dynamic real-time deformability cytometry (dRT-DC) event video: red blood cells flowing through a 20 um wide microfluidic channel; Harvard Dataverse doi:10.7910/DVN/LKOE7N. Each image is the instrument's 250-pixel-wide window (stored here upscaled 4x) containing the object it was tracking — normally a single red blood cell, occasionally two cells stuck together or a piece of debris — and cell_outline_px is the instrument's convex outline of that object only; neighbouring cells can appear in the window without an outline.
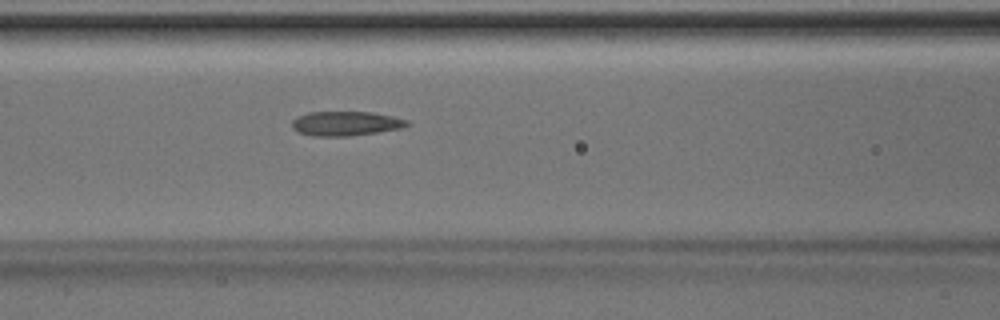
{"species": "Egyptian fruit bat (a non-hibernating species)", "species_latin": "Rousettus aegyptiacus", "temperature_condition": "room temperature", "stored_images_in_passage": 41, "camera_frame_rate_fps": 3000, "um_per_image_px": 0.085, "animal": {"sex": "male"}, "frame": {"image": 1, "passage_image": 15, "time_ms": 4.667, "image_size_px": [1000, 320], "cell_outline_px": [[412, 124], [400, 128], [376, 132], [348, 136], [312, 136], [296, 132], [292, 128], [292, 120], [296, 116], [308, 112], [372, 112], [392, 116], [408, 120]], "centroid_in_image_um": [29.35, 10.49], "position_along_channel_um": 137.3, "area_um2": 16.47}}
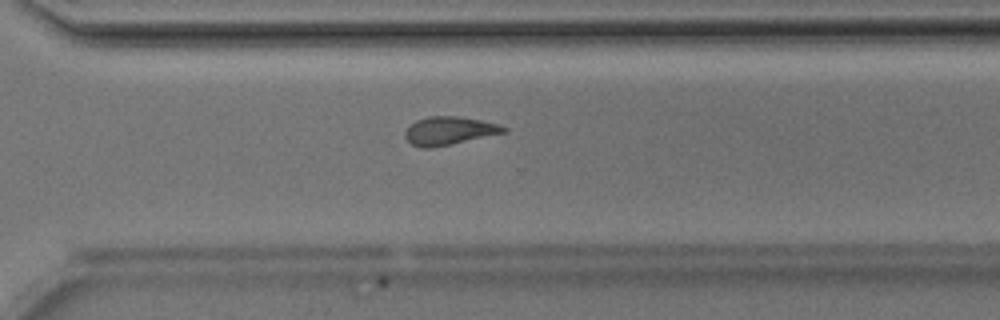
{"frame": {"image": 2, "passage_image": 29, "time_ms": 9.333, "image_size_px": [1000, 320], "cell_outline_px": [[508, 132], [432, 148], [420, 148], [412, 144], [404, 136], [404, 132], [416, 120], [428, 116], [460, 116], [500, 124], [508, 128]], "centroid_in_image_um": [38.21, 11.11], "position_along_channel_um": 332.4, "area_um2": 16.3}}
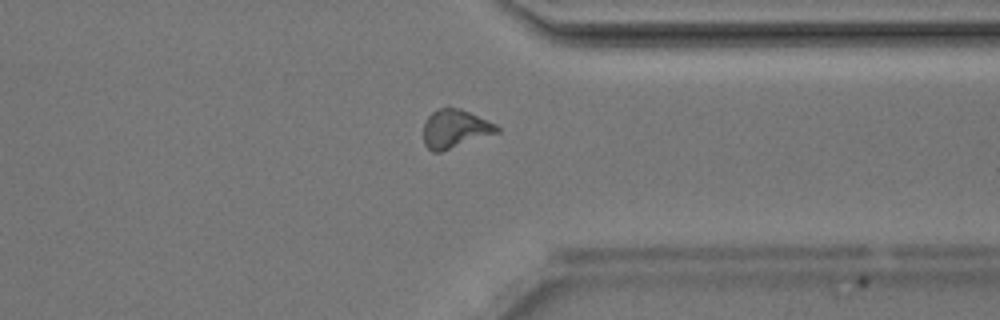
{"frame": {"image": 3, "passage_image": 32, "time_ms": 10.333, "image_size_px": [1000, 320], "cell_outline_px": [[500, 132], [440, 152], [432, 152], [424, 144], [424, 124], [428, 116], [432, 112], [440, 108], [460, 108], [488, 120], [496, 124], [500, 128]], "centroid_in_image_um": [38.69, 10.95], "position_along_channel_um": 372.7, "area_um2": 16.42}, "authors_computed_cell_mechanics": {"area_um2": 16.5308, "velocity_mm_per_s": 4.1906, "shape_relaxation_time_tau1_ms": 6.0874, "shape_relaxation_time_tau2_ms": 2.4679, "deformation_change_tau1": 0.198, "deformation_change_tau2": 0.1227}}